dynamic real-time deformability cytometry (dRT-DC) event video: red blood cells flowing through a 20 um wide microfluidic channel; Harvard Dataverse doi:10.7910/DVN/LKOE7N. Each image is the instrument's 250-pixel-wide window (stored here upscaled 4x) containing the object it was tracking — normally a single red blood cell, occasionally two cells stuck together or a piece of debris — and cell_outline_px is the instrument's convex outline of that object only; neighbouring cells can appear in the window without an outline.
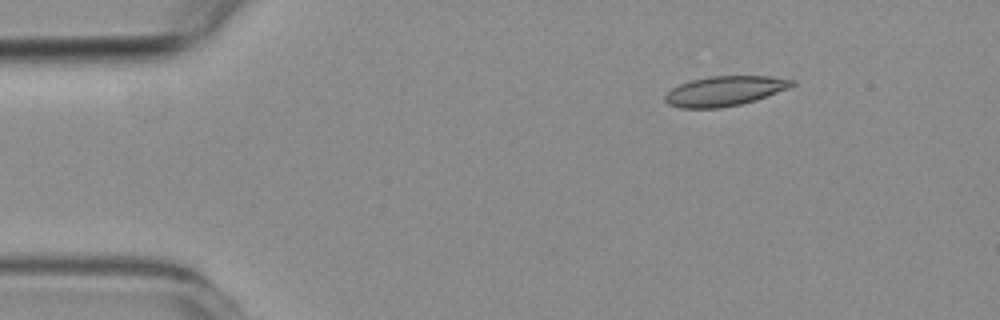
{"species": "common noctule bat (a hibernating species)", "species_latin": "Nyctalus noctula", "temperature_condition": "room temperature", "stored_images_in_passage": 48, "camera_frame_rate_fps": 3000, "um_per_image_px": 0.085, "animal": {"sex": "female", "body_mass_g": 19.3, "forearm_length_mm": 54.1}, "frame": {"image": 1, "passage_image": 1, "time_ms": 0.0, "image_size_px": [1000, 320], "cell_outline_px": [[796, 84], [788, 88], [756, 100], [740, 104], [720, 108], [680, 108], [668, 104], [664, 100], [664, 96], [672, 88], [680, 84], [692, 80], [708, 76], [768, 76], [796, 80]], "centroid_in_image_um": [61.59, 7.73], "position_along_channel_um": 23.4, "area_um2": 22.02}}
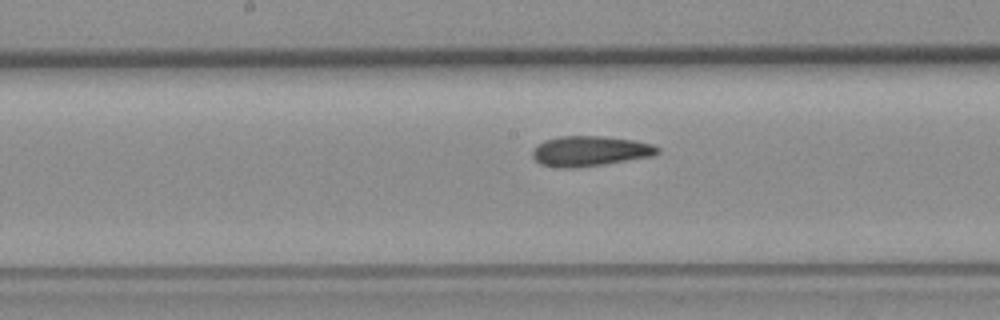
{"frame": {"image": 2, "passage_image": 21, "time_ms": 6.667, "image_size_px": [1000, 320], "cell_outline_px": [[660, 152], [656, 156], [604, 164], [576, 168], [560, 168], [540, 164], [532, 156], [532, 152], [536, 144], [544, 140], [560, 136], [604, 136], [632, 140], [652, 144], [660, 148]], "centroid_in_image_um": [50.16, 12.85], "position_along_channel_um": 198.0, "area_um2": 22.25}}
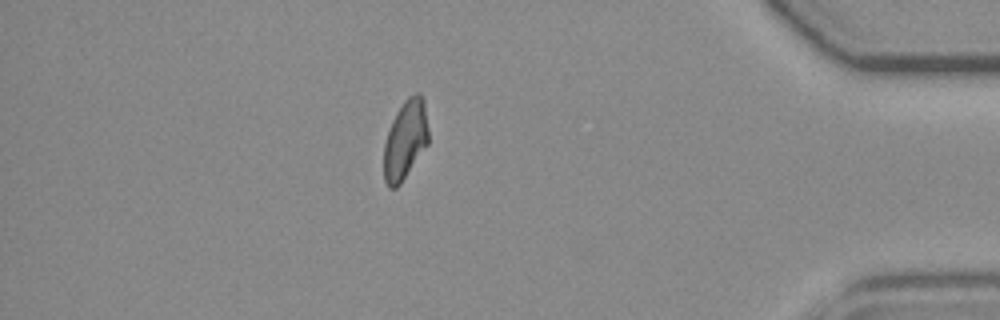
{"frame": {"image": 3, "passage_image": 41, "time_ms": 13.333, "image_size_px": [1000, 320], "cell_outline_px": [[428, 144], [400, 184], [396, 188], [388, 188], [384, 180], [384, 144], [392, 120], [396, 112], [404, 100], [408, 96], [416, 92], [420, 92], [424, 100], [428, 128]], "centroid_in_image_um": [34.45, 11.87], "position_along_channel_um": 400.7, "area_um2": 20.63}, "authors_computed_cell_mechanics": {"area_um2": 21.5883, "velocity_mm_per_s": 3.7187, "shape_relaxation_time_tau1_ms": null, "shape_relaxation_time_tau2_ms": 4.2424, "deformation_change_tau1": null, "deformation_change_tau2": 0.1066}}